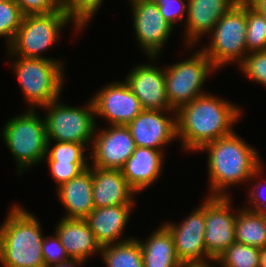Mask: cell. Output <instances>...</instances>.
<instances>
[{
	"label": "cell",
	"instance_id": "6da1fadb",
	"mask_svg": "<svg viewBox=\"0 0 266 267\" xmlns=\"http://www.w3.org/2000/svg\"><path fill=\"white\" fill-rule=\"evenodd\" d=\"M177 137L183 148L200 150L216 139L234 133L232 125L241 116L238 106L210 94H202L176 111Z\"/></svg>",
	"mask_w": 266,
	"mask_h": 267
},
{
	"label": "cell",
	"instance_id": "7a4b0ae2",
	"mask_svg": "<svg viewBox=\"0 0 266 267\" xmlns=\"http://www.w3.org/2000/svg\"><path fill=\"white\" fill-rule=\"evenodd\" d=\"M208 151L211 196H228L227 187L261 174L259 154L236 133L216 139L200 150Z\"/></svg>",
	"mask_w": 266,
	"mask_h": 267
},
{
	"label": "cell",
	"instance_id": "3957f363",
	"mask_svg": "<svg viewBox=\"0 0 266 267\" xmlns=\"http://www.w3.org/2000/svg\"><path fill=\"white\" fill-rule=\"evenodd\" d=\"M10 210L0 226V263L4 267H45L39 221L19 205Z\"/></svg>",
	"mask_w": 266,
	"mask_h": 267
},
{
	"label": "cell",
	"instance_id": "277c9868",
	"mask_svg": "<svg viewBox=\"0 0 266 267\" xmlns=\"http://www.w3.org/2000/svg\"><path fill=\"white\" fill-rule=\"evenodd\" d=\"M61 65L58 60L19 56L13 65L14 71L31 108L43 107L59 99L64 78Z\"/></svg>",
	"mask_w": 266,
	"mask_h": 267
},
{
	"label": "cell",
	"instance_id": "5b68a950",
	"mask_svg": "<svg viewBox=\"0 0 266 267\" xmlns=\"http://www.w3.org/2000/svg\"><path fill=\"white\" fill-rule=\"evenodd\" d=\"M10 119L3 127L5 144L16 159L19 170L44 159L47 149L45 120L34 109Z\"/></svg>",
	"mask_w": 266,
	"mask_h": 267
},
{
	"label": "cell",
	"instance_id": "8992f818",
	"mask_svg": "<svg viewBox=\"0 0 266 267\" xmlns=\"http://www.w3.org/2000/svg\"><path fill=\"white\" fill-rule=\"evenodd\" d=\"M246 2L239 0L217 22L208 48L202 51L217 69L230 61L239 64L244 59L246 48ZM243 56V57H242Z\"/></svg>",
	"mask_w": 266,
	"mask_h": 267
},
{
	"label": "cell",
	"instance_id": "52a82bcc",
	"mask_svg": "<svg viewBox=\"0 0 266 267\" xmlns=\"http://www.w3.org/2000/svg\"><path fill=\"white\" fill-rule=\"evenodd\" d=\"M70 21L61 6L49 14L24 16L9 48L10 54L26 58L51 59L42 57L41 54L56 42L59 31Z\"/></svg>",
	"mask_w": 266,
	"mask_h": 267
},
{
	"label": "cell",
	"instance_id": "ba28073f",
	"mask_svg": "<svg viewBox=\"0 0 266 267\" xmlns=\"http://www.w3.org/2000/svg\"><path fill=\"white\" fill-rule=\"evenodd\" d=\"M58 102L56 99L43 106L46 109L49 108L44 118L47 141L54 139L58 142H76L87 147L89 145L87 143L92 141L97 131L92 99L85 109L62 105Z\"/></svg>",
	"mask_w": 266,
	"mask_h": 267
},
{
	"label": "cell",
	"instance_id": "9c48e42d",
	"mask_svg": "<svg viewBox=\"0 0 266 267\" xmlns=\"http://www.w3.org/2000/svg\"><path fill=\"white\" fill-rule=\"evenodd\" d=\"M200 51L188 60L164 68L167 98L175 111L205 94L201 90L203 83L208 73L216 70L205 53Z\"/></svg>",
	"mask_w": 266,
	"mask_h": 267
},
{
	"label": "cell",
	"instance_id": "30bf717a",
	"mask_svg": "<svg viewBox=\"0 0 266 267\" xmlns=\"http://www.w3.org/2000/svg\"><path fill=\"white\" fill-rule=\"evenodd\" d=\"M229 196H209L205 200L204 242L212 262L234 242L237 214L230 213Z\"/></svg>",
	"mask_w": 266,
	"mask_h": 267
},
{
	"label": "cell",
	"instance_id": "8fae6325",
	"mask_svg": "<svg viewBox=\"0 0 266 267\" xmlns=\"http://www.w3.org/2000/svg\"><path fill=\"white\" fill-rule=\"evenodd\" d=\"M164 225L172 234L177 257L184 267H204L210 263L204 242L205 201L178 226Z\"/></svg>",
	"mask_w": 266,
	"mask_h": 267
},
{
	"label": "cell",
	"instance_id": "7c38bea8",
	"mask_svg": "<svg viewBox=\"0 0 266 267\" xmlns=\"http://www.w3.org/2000/svg\"><path fill=\"white\" fill-rule=\"evenodd\" d=\"M134 30L139 45L151 57L156 58L164 43L171 36L173 27L161 15L154 0H131Z\"/></svg>",
	"mask_w": 266,
	"mask_h": 267
},
{
	"label": "cell",
	"instance_id": "4fadbf2b",
	"mask_svg": "<svg viewBox=\"0 0 266 267\" xmlns=\"http://www.w3.org/2000/svg\"><path fill=\"white\" fill-rule=\"evenodd\" d=\"M99 91L92 99L95 115L108 119L110 125L127 126L144 110L125 81L112 83Z\"/></svg>",
	"mask_w": 266,
	"mask_h": 267
},
{
	"label": "cell",
	"instance_id": "5bb4252c",
	"mask_svg": "<svg viewBox=\"0 0 266 267\" xmlns=\"http://www.w3.org/2000/svg\"><path fill=\"white\" fill-rule=\"evenodd\" d=\"M93 137V167L121 170L132 156L136 145L127 126L110 125L107 130H100Z\"/></svg>",
	"mask_w": 266,
	"mask_h": 267
},
{
	"label": "cell",
	"instance_id": "9a60e30c",
	"mask_svg": "<svg viewBox=\"0 0 266 267\" xmlns=\"http://www.w3.org/2000/svg\"><path fill=\"white\" fill-rule=\"evenodd\" d=\"M130 72L125 82L139 99L143 109L166 110L175 114L176 111L171 108L167 98L163 69L154 65L141 64Z\"/></svg>",
	"mask_w": 266,
	"mask_h": 267
},
{
	"label": "cell",
	"instance_id": "2e32d148",
	"mask_svg": "<svg viewBox=\"0 0 266 267\" xmlns=\"http://www.w3.org/2000/svg\"><path fill=\"white\" fill-rule=\"evenodd\" d=\"M163 114L166 113L144 109L127 125L136 147L162 150L161 147L177 138L176 119Z\"/></svg>",
	"mask_w": 266,
	"mask_h": 267
},
{
	"label": "cell",
	"instance_id": "e0dca14e",
	"mask_svg": "<svg viewBox=\"0 0 266 267\" xmlns=\"http://www.w3.org/2000/svg\"><path fill=\"white\" fill-rule=\"evenodd\" d=\"M93 203L95 208L133 205L136 191L128 184L121 170L92 167Z\"/></svg>",
	"mask_w": 266,
	"mask_h": 267
},
{
	"label": "cell",
	"instance_id": "ac0fdd59",
	"mask_svg": "<svg viewBox=\"0 0 266 267\" xmlns=\"http://www.w3.org/2000/svg\"><path fill=\"white\" fill-rule=\"evenodd\" d=\"M239 0H187L186 34L189 45L210 33L219 19Z\"/></svg>",
	"mask_w": 266,
	"mask_h": 267
},
{
	"label": "cell",
	"instance_id": "d6986e66",
	"mask_svg": "<svg viewBox=\"0 0 266 267\" xmlns=\"http://www.w3.org/2000/svg\"><path fill=\"white\" fill-rule=\"evenodd\" d=\"M57 189L59 200L68 211L63 218L85 219L94 210L92 166Z\"/></svg>",
	"mask_w": 266,
	"mask_h": 267
},
{
	"label": "cell",
	"instance_id": "ffe728a7",
	"mask_svg": "<svg viewBox=\"0 0 266 267\" xmlns=\"http://www.w3.org/2000/svg\"><path fill=\"white\" fill-rule=\"evenodd\" d=\"M163 152L147 147H136L121 171L128 184L136 191H142L153 184L162 171Z\"/></svg>",
	"mask_w": 266,
	"mask_h": 267
},
{
	"label": "cell",
	"instance_id": "44dd1931",
	"mask_svg": "<svg viewBox=\"0 0 266 267\" xmlns=\"http://www.w3.org/2000/svg\"><path fill=\"white\" fill-rule=\"evenodd\" d=\"M131 208L132 205L94 208L85 218L101 247L116 244L129 220Z\"/></svg>",
	"mask_w": 266,
	"mask_h": 267
},
{
	"label": "cell",
	"instance_id": "7402d4cb",
	"mask_svg": "<svg viewBox=\"0 0 266 267\" xmlns=\"http://www.w3.org/2000/svg\"><path fill=\"white\" fill-rule=\"evenodd\" d=\"M55 233L70 258L85 261L94 252L101 251V246L85 219L63 218Z\"/></svg>",
	"mask_w": 266,
	"mask_h": 267
},
{
	"label": "cell",
	"instance_id": "603a6c76",
	"mask_svg": "<svg viewBox=\"0 0 266 267\" xmlns=\"http://www.w3.org/2000/svg\"><path fill=\"white\" fill-rule=\"evenodd\" d=\"M139 243L144 267H184L177 257L172 234L164 224L146 242Z\"/></svg>",
	"mask_w": 266,
	"mask_h": 267
},
{
	"label": "cell",
	"instance_id": "cb8c5ba5",
	"mask_svg": "<svg viewBox=\"0 0 266 267\" xmlns=\"http://www.w3.org/2000/svg\"><path fill=\"white\" fill-rule=\"evenodd\" d=\"M237 213L236 242L257 248L266 247V222L262 213L247 208L241 209Z\"/></svg>",
	"mask_w": 266,
	"mask_h": 267
},
{
	"label": "cell",
	"instance_id": "d4e9b609",
	"mask_svg": "<svg viewBox=\"0 0 266 267\" xmlns=\"http://www.w3.org/2000/svg\"><path fill=\"white\" fill-rule=\"evenodd\" d=\"M101 247L100 254L107 267H144L141 246L136 239L116 241Z\"/></svg>",
	"mask_w": 266,
	"mask_h": 267
},
{
	"label": "cell",
	"instance_id": "484cf974",
	"mask_svg": "<svg viewBox=\"0 0 266 267\" xmlns=\"http://www.w3.org/2000/svg\"><path fill=\"white\" fill-rule=\"evenodd\" d=\"M216 261L223 267H259V248L234 242Z\"/></svg>",
	"mask_w": 266,
	"mask_h": 267
},
{
	"label": "cell",
	"instance_id": "4316f807",
	"mask_svg": "<svg viewBox=\"0 0 266 267\" xmlns=\"http://www.w3.org/2000/svg\"><path fill=\"white\" fill-rule=\"evenodd\" d=\"M246 48L247 52L266 50V18L246 3Z\"/></svg>",
	"mask_w": 266,
	"mask_h": 267
},
{
	"label": "cell",
	"instance_id": "83f0119b",
	"mask_svg": "<svg viewBox=\"0 0 266 267\" xmlns=\"http://www.w3.org/2000/svg\"><path fill=\"white\" fill-rule=\"evenodd\" d=\"M23 18L24 14L14 0L0 2V36L8 37L7 44L9 48L12 45Z\"/></svg>",
	"mask_w": 266,
	"mask_h": 267
},
{
	"label": "cell",
	"instance_id": "f1b7e54d",
	"mask_svg": "<svg viewBox=\"0 0 266 267\" xmlns=\"http://www.w3.org/2000/svg\"><path fill=\"white\" fill-rule=\"evenodd\" d=\"M55 142L54 147L49 149L50 141H47V151L44 157L47 161H58V163H87L83 155V152L87 148L84 144L76 142Z\"/></svg>",
	"mask_w": 266,
	"mask_h": 267
},
{
	"label": "cell",
	"instance_id": "f546056e",
	"mask_svg": "<svg viewBox=\"0 0 266 267\" xmlns=\"http://www.w3.org/2000/svg\"><path fill=\"white\" fill-rule=\"evenodd\" d=\"M102 2V0H64L61 8L80 30L97 12Z\"/></svg>",
	"mask_w": 266,
	"mask_h": 267
},
{
	"label": "cell",
	"instance_id": "4dcf8cb0",
	"mask_svg": "<svg viewBox=\"0 0 266 267\" xmlns=\"http://www.w3.org/2000/svg\"><path fill=\"white\" fill-rule=\"evenodd\" d=\"M239 65L251 80L266 85V50L249 53Z\"/></svg>",
	"mask_w": 266,
	"mask_h": 267
},
{
	"label": "cell",
	"instance_id": "1f68e13d",
	"mask_svg": "<svg viewBox=\"0 0 266 267\" xmlns=\"http://www.w3.org/2000/svg\"><path fill=\"white\" fill-rule=\"evenodd\" d=\"M49 240V241H48ZM42 255L44 259L45 267H50L52 265L58 264L60 262H64L70 257L68 256L66 249L60 242L59 237L55 233L54 236L44 237L42 243Z\"/></svg>",
	"mask_w": 266,
	"mask_h": 267
},
{
	"label": "cell",
	"instance_id": "d6a6232c",
	"mask_svg": "<svg viewBox=\"0 0 266 267\" xmlns=\"http://www.w3.org/2000/svg\"><path fill=\"white\" fill-rule=\"evenodd\" d=\"M50 172L58 183V187L69 182L87 169L88 163H58V161H48Z\"/></svg>",
	"mask_w": 266,
	"mask_h": 267
},
{
	"label": "cell",
	"instance_id": "836d02e7",
	"mask_svg": "<svg viewBox=\"0 0 266 267\" xmlns=\"http://www.w3.org/2000/svg\"><path fill=\"white\" fill-rule=\"evenodd\" d=\"M165 20L174 27V23L182 21L184 12H187V6L184 0H154Z\"/></svg>",
	"mask_w": 266,
	"mask_h": 267
},
{
	"label": "cell",
	"instance_id": "e575fe53",
	"mask_svg": "<svg viewBox=\"0 0 266 267\" xmlns=\"http://www.w3.org/2000/svg\"><path fill=\"white\" fill-rule=\"evenodd\" d=\"M24 16L49 14L56 11L61 4L57 0H14Z\"/></svg>",
	"mask_w": 266,
	"mask_h": 267
},
{
	"label": "cell",
	"instance_id": "d590c367",
	"mask_svg": "<svg viewBox=\"0 0 266 267\" xmlns=\"http://www.w3.org/2000/svg\"><path fill=\"white\" fill-rule=\"evenodd\" d=\"M264 187V186H263ZM263 189V188H262ZM260 189V191L262 190ZM258 189H252L249 194H250V199L251 201L253 202V205L255 208H253V205L252 206V209L251 208H247L249 210H252V211H255V212H259V213H262L263 211H266V199L264 198L265 196H262L264 189L260 192L257 191ZM260 193V194H259ZM262 196V197H261Z\"/></svg>",
	"mask_w": 266,
	"mask_h": 267
},
{
	"label": "cell",
	"instance_id": "8d00e7d4",
	"mask_svg": "<svg viewBox=\"0 0 266 267\" xmlns=\"http://www.w3.org/2000/svg\"><path fill=\"white\" fill-rule=\"evenodd\" d=\"M251 8L266 18V0H244Z\"/></svg>",
	"mask_w": 266,
	"mask_h": 267
},
{
	"label": "cell",
	"instance_id": "74e56055",
	"mask_svg": "<svg viewBox=\"0 0 266 267\" xmlns=\"http://www.w3.org/2000/svg\"><path fill=\"white\" fill-rule=\"evenodd\" d=\"M80 263L82 264L83 260L70 258L64 262H60V263L52 265L50 267H76L77 264H80Z\"/></svg>",
	"mask_w": 266,
	"mask_h": 267
},
{
	"label": "cell",
	"instance_id": "f35d334b",
	"mask_svg": "<svg viewBox=\"0 0 266 267\" xmlns=\"http://www.w3.org/2000/svg\"><path fill=\"white\" fill-rule=\"evenodd\" d=\"M259 267H266V247L259 248Z\"/></svg>",
	"mask_w": 266,
	"mask_h": 267
},
{
	"label": "cell",
	"instance_id": "ab89813d",
	"mask_svg": "<svg viewBox=\"0 0 266 267\" xmlns=\"http://www.w3.org/2000/svg\"><path fill=\"white\" fill-rule=\"evenodd\" d=\"M262 215H263V217H264V219H265V222H266V211H263V212H262Z\"/></svg>",
	"mask_w": 266,
	"mask_h": 267
},
{
	"label": "cell",
	"instance_id": "60d3db41",
	"mask_svg": "<svg viewBox=\"0 0 266 267\" xmlns=\"http://www.w3.org/2000/svg\"><path fill=\"white\" fill-rule=\"evenodd\" d=\"M60 4H62L64 2V0H57Z\"/></svg>",
	"mask_w": 266,
	"mask_h": 267
},
{
	"label": "cell",
	"instance_id": "b9f144b4",
	"mask_svg": "<svg viewBox=\"0 0 266 267\" xmlns=\"http://www.w3.org/2000/svg\"><path fill=\"white\" fill-rule=\"evenodd\" d=\"M204 267H213V266H211L210 264H207V265H205Z\"/></svg>",
	"mask_w": 266,
	"mask_h": 267
}]
</instances>
